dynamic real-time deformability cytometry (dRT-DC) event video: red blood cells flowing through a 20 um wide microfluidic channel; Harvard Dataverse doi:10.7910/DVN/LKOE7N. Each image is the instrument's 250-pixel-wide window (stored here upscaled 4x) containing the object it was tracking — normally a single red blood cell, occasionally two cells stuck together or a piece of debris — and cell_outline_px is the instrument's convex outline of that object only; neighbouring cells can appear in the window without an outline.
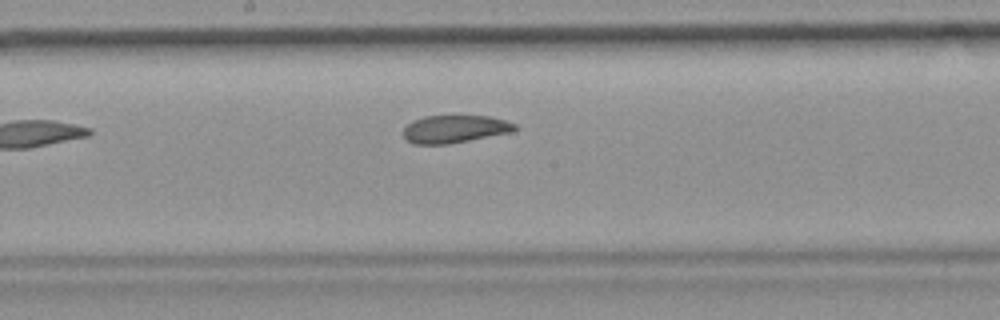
{"species": "common noctule bat (a hibernating species)", "species_latin": "Nyctalus noctula", "temperature_condition": "room temperature", "stored_images_in_passage": 6, "camera_frame_rate_fps": 3000, "um_per_image_px": 0.085, "animal": {"sex": "female", "body_mass_g": 19.9}, "frame": {"image": 1, "passage_image": 6, "time_ms": 6.0, "image_size_px": [1000, 320], "cell_outline_px": [[520, 128], [512, 132], [448, 144], [412, 144], [404, 136], [404, 128], [412, 120], [424, 116], [488, 116], [508, 120], [516, 124]], "centroid_in_image_um": [38.69, 10.96], "position_along_channel_um": 209.5, "area_um2": 18.09}}